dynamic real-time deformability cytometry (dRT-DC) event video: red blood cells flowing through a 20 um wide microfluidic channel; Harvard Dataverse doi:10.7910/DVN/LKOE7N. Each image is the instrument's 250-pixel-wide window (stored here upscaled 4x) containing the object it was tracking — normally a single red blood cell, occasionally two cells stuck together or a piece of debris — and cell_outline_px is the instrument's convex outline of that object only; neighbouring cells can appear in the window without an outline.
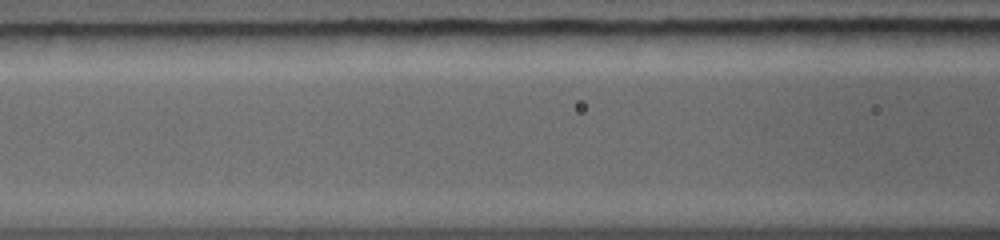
{"species": "common noctule bat (a hibernating species)", "species_latin": "Nyctalus noctula", "temperature_condition": "warm", "stored_images_in_passage": 4, "camera_frame_rate_fps": 5000, "um_per_image_px": 0.085, "animal": {"sex": "female", "body_mass_g": 19.0, "forearm_length_mm": 56.7}, "frame": {"image": 1, "passage_image": 4, "time_ms": 2.8, "image_size_px": [1000, 240], "cell_outline_px": [[780, 188], [772, 192], [648, 192], [640, 188], [648, 184], [668, 180], [744, 180], [780, 184]], "centroid_in_image_um": [60.42, 15.84], "position_along_channel_um": 106.2, "area_um2": 10.75}}